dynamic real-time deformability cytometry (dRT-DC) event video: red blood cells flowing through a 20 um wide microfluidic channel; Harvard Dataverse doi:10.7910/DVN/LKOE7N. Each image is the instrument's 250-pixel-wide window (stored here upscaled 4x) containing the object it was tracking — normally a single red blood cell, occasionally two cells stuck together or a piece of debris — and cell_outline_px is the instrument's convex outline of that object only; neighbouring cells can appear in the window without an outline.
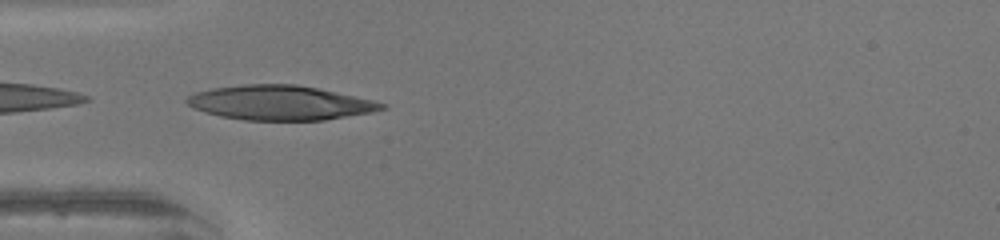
{"species": "human", "species_latin": "Homo sapiens", "temperature_condition": "warm", "stored_images_in_passage": 34, "camera_frame_rate_fps": 3000, "um_per_image_px": 0.085, "donor": {"sex": "female"}, "frame": {"image": 1, "passage_image": 1, "time_ms": 0.0, "image_size_px": [1000, 240], "cell_outline_px": [[388, 108], [372, 112], [324, 120], [244, 120], [220, 116], [204, 112], [192, 108], [184, 100], [188, 96], [196, 92], [212, 88], [244, 84], [296, 84], [316, 88], [372, 100], [388, 104]], "centroid_in_image_um": [23.78, 8.74], "position_along_channel_um": 61.2, "area_um2": 39.13}}
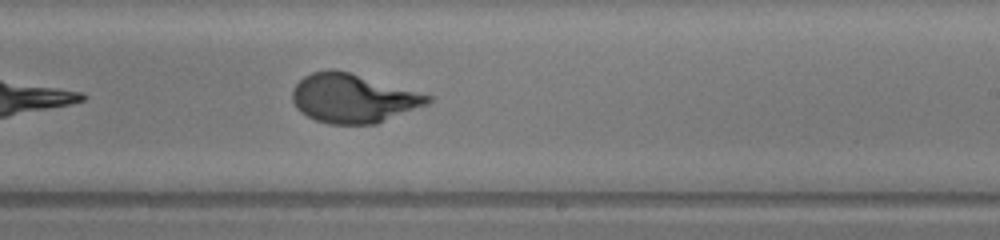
{"frame": {"image": 2, "passage_image": 15, "time_ms": 4.667, "image_size_px": [1000, 240], "cell_outline_px": [[432, 100], [428, 104], [376, 124], [328, 124], [316, 120], [300, 112], [296, 108], [292, 100], [292, 88], [304, 76], [312, 72], [328, 68], [332, 68], [348, 72], [432, 96]], "centroid_in_image_um": [29.97, 8.36], "position_along_channel_um": 259.0, "area_um2": 38.44}}
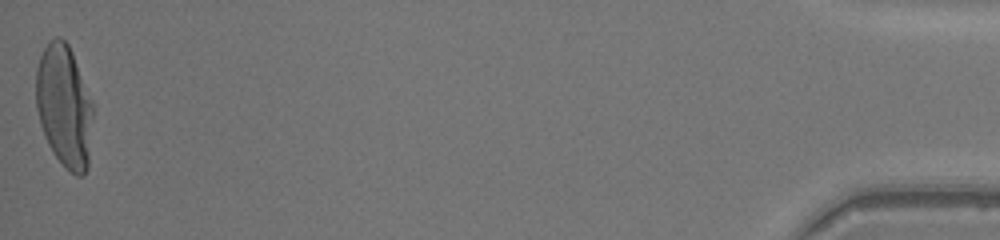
{"frame": {"image": 3, "passage_image": 34, "time_ms": 11.0, "image_size_px": [1000, 240], "cell_outline_px": [[92, 116], [88, 168], [84, 176], [76, 176], [52, 152], [44, 136], [40, 124], [36, 108], [36, 68], [40, 56], [44, 48], [56, 36], [60, 36], [68, 44], [72, 52], [92, 100]], "centroid_in_image_um": [5.45, 9.01], "position_along_channel_um": 429.8, "area_um2": 40.46}, "authors_computed_cell_mechanics": {"area_um2": 38.8416, "velocity_mm_per_s": 4.2939, "shape_relaxation_time_tau1_ms": 4.4367, "shape_relaxation_time_tau2_ms": null, "deformation_change_tau1": 0.3257, "deformation_change_tau2": null}}